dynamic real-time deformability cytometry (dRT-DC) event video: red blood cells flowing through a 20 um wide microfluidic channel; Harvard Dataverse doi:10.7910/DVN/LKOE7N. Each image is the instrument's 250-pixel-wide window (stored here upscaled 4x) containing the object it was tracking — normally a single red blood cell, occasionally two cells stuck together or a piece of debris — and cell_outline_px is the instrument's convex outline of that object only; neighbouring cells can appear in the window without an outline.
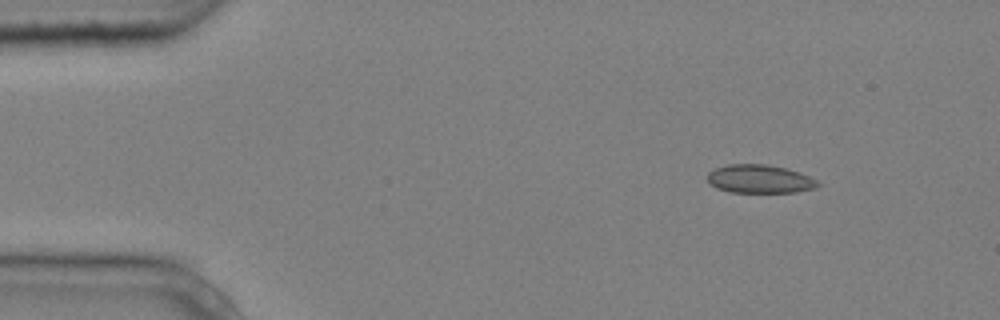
{"species": "common noctule bat (a hibernating species)", "species_latin": "Nyctalus noctula", "temperature_condition": "cold", "stored_images_in_passage": 5, "camera_frame_rate_fps": 3000, "um_per_image_px": 0.085, "animal": {"sex": "male", "body_mass_g": 20.4}, "frame": {"image": 1, "passage_image": 1, "time_ms": 0.0, "image_size_px": [1000, 320], "cell_outline_px": [[820, 184], [816, 188], [796, 192], [732, 192], [716, 188], [708, 180], [708, 172], [716, 168], [728, 164], [768, 164], [800, 172], [816, 180]], "centroid_in_image_um": [64.58, 15.21], "position_along_channel_um": 20.4, "area_um2": 18.15}}
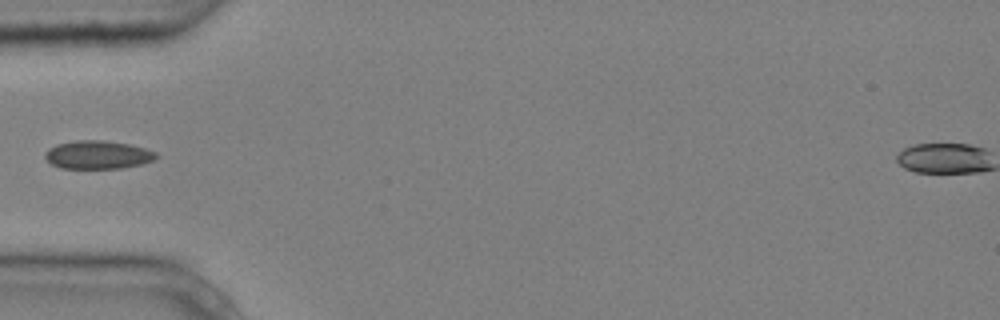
{"frame": {"image": 2, "passage_image": 4, "time_ms": 1.0, "image_size_px": [1000, 320], "cell_outline_px": [[160, 156], [152, 160], [140, 164], [120, 168], [60, 168], [52, 164], [44, 156], [44, 152], [48, 148], [56, 144], [76, 140], [104, 140], [128, 144], [144, 148], [156, 152]], "centroid_in_image_um": [8.28, 13.15], "position_along_channel_um": 76.7, "area_um2": 18.26}}
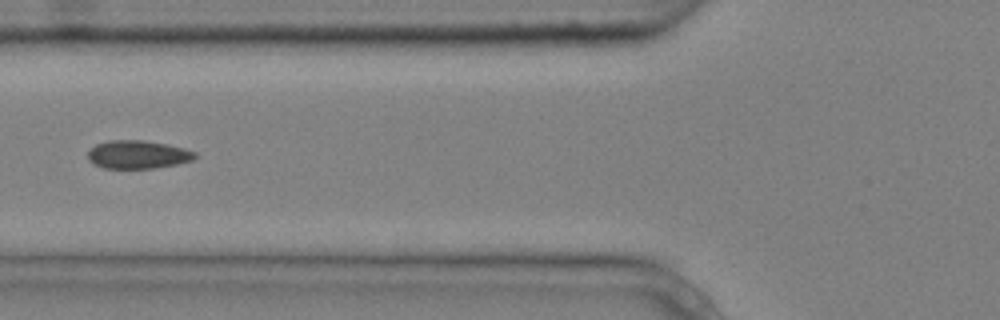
{"frame": {"image": 3, "passage_image": 5, "time_ms": 1.333, "image_size_px": [1000, 320], "cell_outline_px": [[196, 156], [192, 160], [176, 164], [152, 168], [104, 168], [92, 164], [88, 160], [88, 152], [96, 144], [108, 140], [144, 140], [168, 144], [184, 148], [196, 152]], "centroid_in_image_um": [11.69, 13.13], "position_along_channel_um": 114.1, "area_um2": 17.63}}